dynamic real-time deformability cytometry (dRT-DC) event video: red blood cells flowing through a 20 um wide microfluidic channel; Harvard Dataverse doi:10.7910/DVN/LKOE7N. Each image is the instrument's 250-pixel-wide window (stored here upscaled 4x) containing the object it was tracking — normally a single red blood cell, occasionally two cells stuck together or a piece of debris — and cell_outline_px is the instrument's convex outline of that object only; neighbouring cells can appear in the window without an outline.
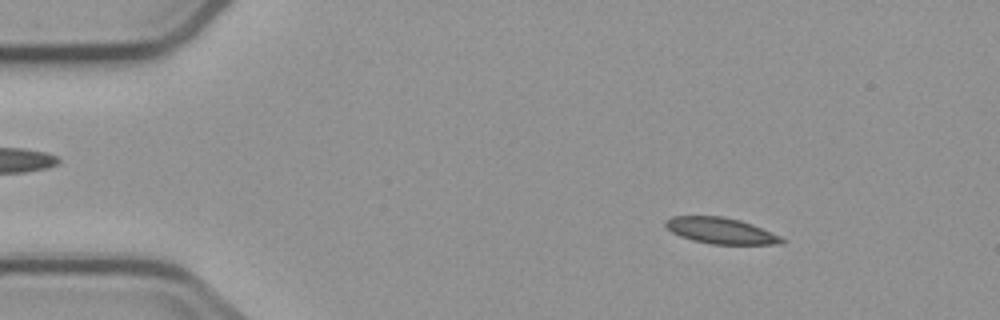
{"species": "common noctule bat (a hibernating species)", "species_latin": "Nyctalus noctula", "temperature_condition": "cold", "stored_images_in_passage": 5, "camera_frame_rate_fps": 3000, "um_per_image_px": 0.085, "animal": {"sex": "male", "body_mass_g": 23.1, "forearm_length_mm": 52.7}, "frame": {"image": 1, "passage_image": 2, "time_ms": 1.0, "image_size_px": [1000, 320], "cell_outline_px": [[788, 240], [784, 244], [712, 244], [692, 240], [680, 236], [672, 232], [664, 224], [664, 220], [672, 216], [724, 216], [740, 220], [752, 224], [780, 236]], "centroid_in_image_um": [61.28, 19.61], "position_along_channel_um": 23.7, "area_um2": 17.74}}